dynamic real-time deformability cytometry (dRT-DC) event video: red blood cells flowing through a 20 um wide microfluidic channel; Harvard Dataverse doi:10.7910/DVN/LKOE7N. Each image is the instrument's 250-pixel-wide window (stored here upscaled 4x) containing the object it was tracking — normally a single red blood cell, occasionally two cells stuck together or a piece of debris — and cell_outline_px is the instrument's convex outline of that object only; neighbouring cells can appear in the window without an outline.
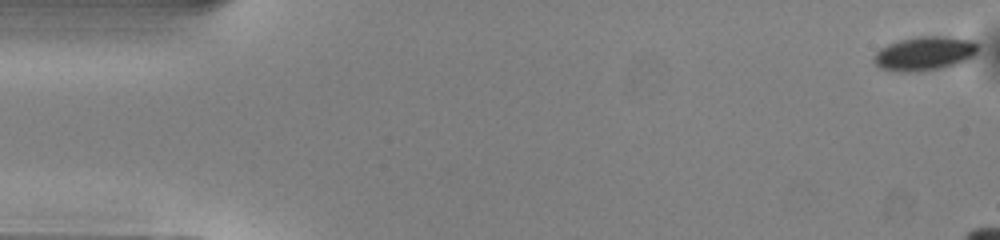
{"species": "common noctule bat (a hibernating species)", "species_latin": "Nyctalus noctula", "temperature_condition": "warm", "stored_images_in_passage": 11, "camera_frame_rate_fps": 3000, "um_per_image_px": 0.085, "animal": {"sex": "male", "body_mass_g": 13.0, "forearm_length_mm": 53.1}, "frame": {"image": 1, "passage_image": 1, "time_ms": 0.0, "image_size_px": [1000, 240], "cell_outline_px": [[980, 44], [976, 52], [968, 60], [960, 64], [920, 72], [896, 72], [880, 68], [872, 60], [872, 56], [880, 48], [888, 44], [900, 40], [920, 36], [944, 36], [972, 40]], "centroid_in_image_um": [78.58, 4.56], "position_along_channel_um": 6.4, "area_um2": 20.98}}